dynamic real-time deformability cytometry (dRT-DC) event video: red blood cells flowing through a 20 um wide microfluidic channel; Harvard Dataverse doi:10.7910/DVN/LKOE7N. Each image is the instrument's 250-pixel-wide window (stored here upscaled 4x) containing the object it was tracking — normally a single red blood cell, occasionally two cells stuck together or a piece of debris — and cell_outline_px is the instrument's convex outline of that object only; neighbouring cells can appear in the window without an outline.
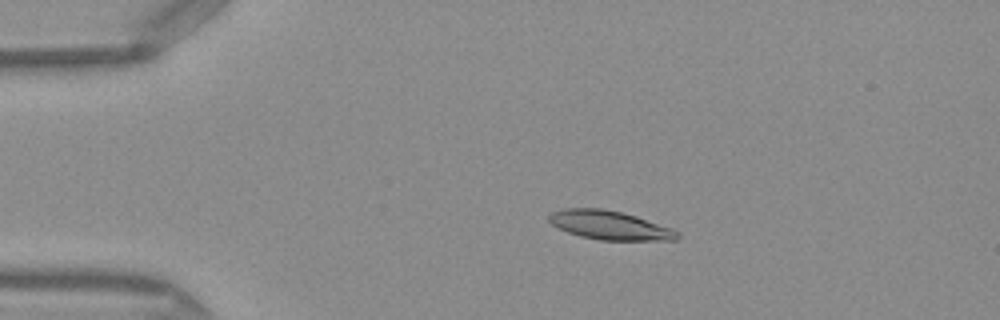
{"species": "Egyptian fruit bat (a non-hibernating species)", "species_latin": "Rousettus aegyptiacus", "temperature_condition": "warm", "stored_images_in_passage": 50, "camera_frame_rate_fps": 3000, "um_per_image_px": 0.085, "frame": {"image": 1, "passage_image": 10, "time_ms": 3.0, "image_size_px": [1000, 320], "cell_outline_px": [[680, 236], [676, 240], [600, 240], [580, 236], [568, 232], [552, 224], [548, 220], [548, 216], [552, 212], [564, 208], [604, 208], [636, 216], [672, 228], [680, 232]], "centroid_in_image_um": [51.84, 19.14], "position_along_channel_um": 33.2, "area_um2": 21.56}}
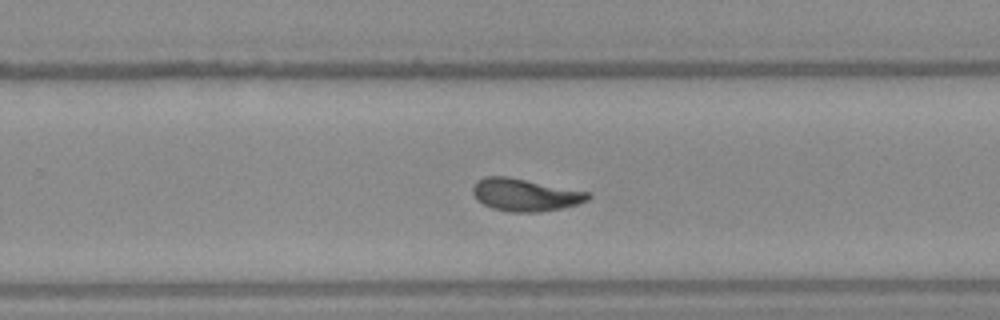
{"frame": {"image": 2, "passage_image": 32, "time_ms": 10.333, "image_size_px": [1000, 320], "cell_outline_px": [[592, 196], [588, 200], [576, 204], [560, 208], [540, 212], [508, 212], [492, 208], [476, 200], [472, 192], [472, 188], [476, 180], [484, 176], [508, 176], [588, 192]], "centroid_in_image_um": [44.58, 16.55], "position_along_channel_um": 285.2, "area_um2": 21.85}}
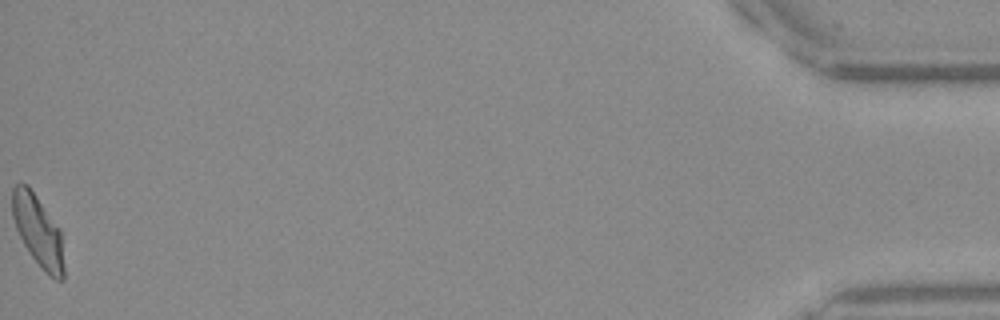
{"frame": {"image": 3, "passage_image": 50, "time_ms": 16.333, "image_size_px": [1000, 320], "cell_outline_px": [[64, 280], [56, 280], [32, 256], [24, 244], [16, 228], [12, 216], [12, 188], [16, 184], [28, 184], [60, 228], [64, 268]], "centroid_in_image_um": [3.23, 19.57], "position_along_channel_um": 432.0, "area_um2": 21.04}, "authors_computed_cell_mechanics": {"area_um2": 21.4727, "velocity_mm_per_s": 4.0854, "shape_relaxation_time_tau1_ms": 5.0121, "shape_relaxation_time_tau2_ms": 1.711, "deformation_change_tau1": 0.197, "deformation_change_tau2": 0.0818}}